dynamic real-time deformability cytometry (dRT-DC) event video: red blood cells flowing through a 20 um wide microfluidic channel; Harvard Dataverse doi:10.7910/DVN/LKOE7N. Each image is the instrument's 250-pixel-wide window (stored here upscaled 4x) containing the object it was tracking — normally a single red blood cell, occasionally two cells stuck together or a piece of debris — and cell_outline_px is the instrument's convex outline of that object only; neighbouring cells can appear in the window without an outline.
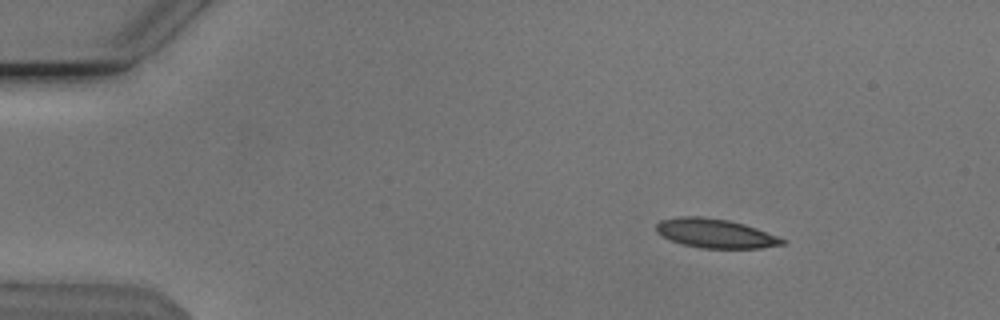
{"species": "Egyptian fruit bat (a non-hibernating species)", "species_latin": "Rousettus aegyptiacus", "temperature_condition": "cold", "stored_images_in_passage": 49, "camera_frame_rate_fps": 3000, "um_per_image_px": 0.085, "animal": {"sex": "male"}, "frame": {"image": 1, "passage_image": 3, "time_ms": 0.667, "image_size_px": [1000, 320], "cell_outline_px": [[788, 244], [760, 248], [700, 248], [680, 244], [660, 236], [656, 232], [656, 224], [660, 220], [680, 216], [700, 216], [728, 220], [744, 224], [756, 228], [788, 240]], "centroid_in_image_um": [60.79, 19.84], "position_along_channel_um": 24.2, "area_um2": 21.68}}
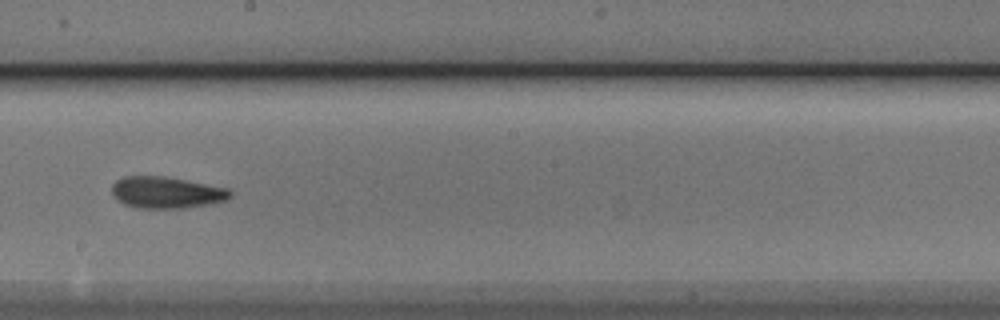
{"frame": {"image": 2, "passage_image": 26, "time_ms": 8.333, "image_size_px": [1000, 320], "cell_outline_px": [[232, 196], [228, 200], [208, 204], [184, 208], [140, 208], [124, 204], [112, 192], [112, 184], [116, 180], [124, 176], [164, 176], [228, 188], [232, 192]], "centroid_in_image_um": [14.18, 16.36], "position_along_channel_um": 234.0, "area_um2": 21.68}}
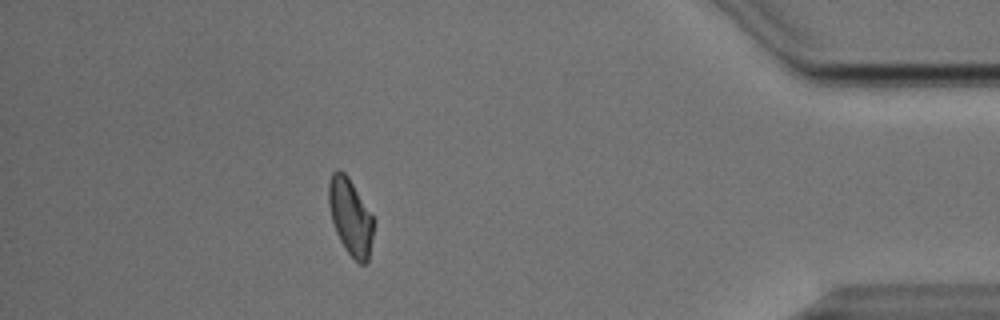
{"frame": {"image": 3, "passage_image": 43, "time_ms": 14.0, "image_size_px": [1000, 320], "cell_outline_px": [[376, 220], [368, 264], [360, 264], [348, 252], [340, 240], [336, 232], [332, 220], [328, 204], [328, 184], [332, 172], [336, 168], [340, 168], [348, 176]], "centroid_in_image_um": [29.81, 18.41], "position_along_channel_um": 405.4, "area_um2": 20.4}, "authors_computed_cell_mechanics": {"area_um2": 21.2126, "velocity_mm_per_s": 3.8117, "shape_relaxation_time_tau1_ms": 6.3464, "shape_relaxation_time_tau2_ms": 1.8932, "deformation_change_tau1": 0.1512, "deformation_change_tau2": 0.0834}}